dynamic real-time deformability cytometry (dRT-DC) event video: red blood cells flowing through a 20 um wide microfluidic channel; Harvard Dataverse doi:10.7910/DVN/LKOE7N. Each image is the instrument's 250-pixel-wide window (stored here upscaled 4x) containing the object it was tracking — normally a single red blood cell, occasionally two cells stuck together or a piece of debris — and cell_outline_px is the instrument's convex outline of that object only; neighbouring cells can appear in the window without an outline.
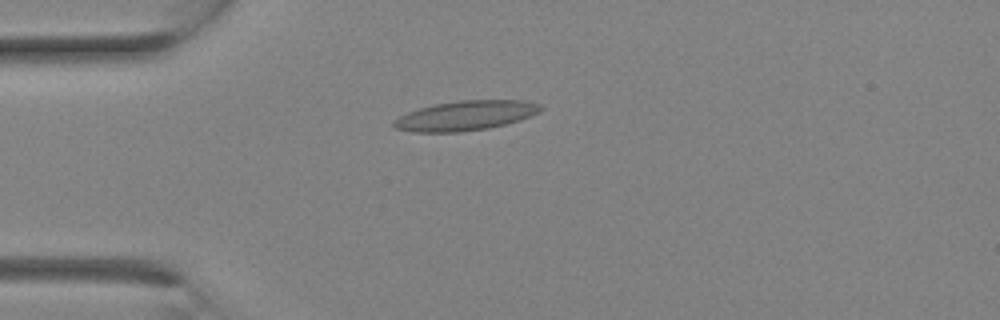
{"species": "Egyptian fruit bat (a non-hibernating species)", "species_latin": "Rousettus aegyptiacus", "temperature_condition": "room temperature", "stored_images_in_passage": 6, "camera_frame_rate_fps": 3000, "um_per_image_px": 0.085, "animal": {"sex": "female"}, "frame": {"image": 1, "passage_image": 3, "time_ms": 0.667, "image_size_px": [1000, 320], "cell_outline_px": [[544, 108], [540, 112], [520, 120], [488, 128], [460, 132], [412, 132], [396, 128], [392, 124], [392, 120], [408, 112], [420, 108], [436, 104], [460, 100], [524, 100], [540, 104]], "centroid_in_image_um": [39.59, 9.82], "position_along_channel_um": 45.4, "area_um2": 25.37}}
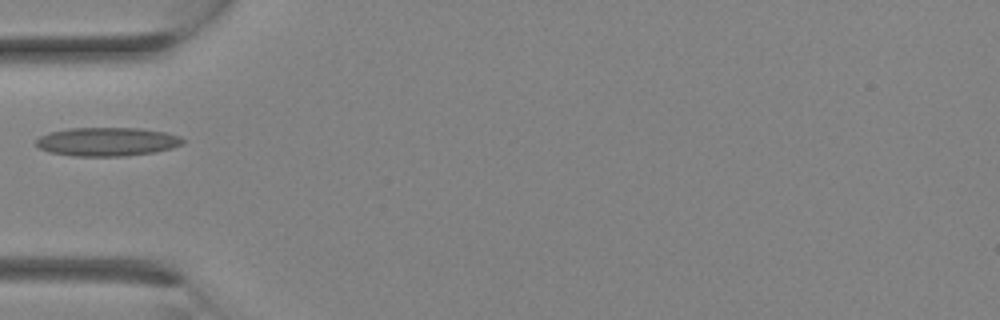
{"frame": {"image": 2, "passage_image": 5, "time_ms": 1.333, "image_size_px": [1000, 320], "cell_outline_px": [[184, 144], [172, 148], [156, 152], [128, 156], [72, 156], [48, 152], [40, 148], [36, 144], [36, 140], [40, 136], [52, 132], [68, 128], [140, 128], [168, 132], [180, 136], [184, 140]], "centroid_in_image_um": [9.15, 12.05], "position_along_channel_um": 75.8, "area_um2": 24.74}}